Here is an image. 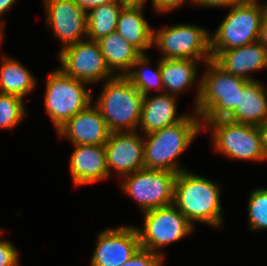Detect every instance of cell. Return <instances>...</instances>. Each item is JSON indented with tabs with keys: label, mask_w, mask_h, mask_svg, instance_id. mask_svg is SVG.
Returning <instances> with one entry per match:
<instances>
[{
	"label": "cell",
	"mask_w": 267,
	"mask_h": 266,
	"mask_svg": "<svg viewBox=\"0 0 267 266\" xmlns=\"http://www.w3.org/2000/svg\"><path fill=\"white\" fill-rule=\"evenodd\" d=\"M221 189L213 180L184 170L177 173L173 205L194 227L201 222L222 229Z\"/></svg>",
	"instance_id": "cell-1"
},
{
	"label": "cell",
	"mask_w": 267,
	"mask_h": 266,
	"mask_svg": "<svg viewBox=\"0 0 267 266\" xmlns=\"http://www.w3.org/2000/svg\"><path fill=\"white\" fill-rule=\"evenodd\" d=\"M201 131L203 132L201 118L194 112L175 124L143 135L144 169L175 173L188 170L177 159Z\"/></svg>",
	"instance_id": "cell-2"
},
{
	"label": "cell",
	"mask_w": 267,
	"mask_h": 266,
	"mask_svg": "<svg viewBox=\"0 0 267 266\" xmlns=\"http://www.w3.org/2000/svg\"><path fill=\"white\" fill-rule=\"evenodd\" d=\"M204 65L200 95L192 111L201 121L226 119L236 109L239 92L249 81L224 71L212 59Z\"/></svg>",
	"instance_id": "cell-3"
},
{
	"label": "cell",
	"mask_w": 267,
	"mask_h": 266,
	"mask_svg": "<svg viewBox=\"0 0 267 266\" xmlns=\"http://www.w3.org/2000/svg\"><path fill=\"white\" fill-rule=\"evenodd\" d=\"M94 102L110 132L137 131L144 96L126 76H113L103 82Z\"/></svg>",
	"instance_id": "cell-4"
},
{
	"label": "cell",
	"mask_w": 267,
	"mask_h": 266,
	"mask_svg": "<svg viewBox=\"0 0 267 266\" xmlns=\"http://www.w3.org/2000/svg\"><path fill=\"white\" fill-rule=\"evenodd\" d=\"M267 2L241 0L230 7L228 14L214 33L210 32L212 59L221 51L245 46L259 40L261 20Z\"/></svg>",
	"instance_id": "cell-5"
},
{
	"label": "cell",
	"mask_w": 267,
	"mask_h": 266,
	"mask_svg": "<svg viewBox=\"0 0 267 266\" xmlns=\"http://www.w3.org/2000/svg\"><path fill=\"white\" fill-rule=\"evenodd\" d=\"M203 131H210L214 151L236 160L264 162L262 136L258 126L228 119L201 121Z\"/></svg>",
	"instance_id": "cell-6"
},
{
	"label": "cell",
	"mask_w": 267,
	"mask_h": 266,
	"mask_svg": "<svg viewBox=\"0 0 267 266\" xmlns=\"http://www.w3.org/2000/svg\"><path fill=\"white\" fill-rule=\"evenodd\" d=\"M90 84L53 70L46 80L44 107L55 130L93 102Z\"/></svg>",
	"instance_id": "cell-7"
},
{
	"label": "cell",
	"mask_w": 267,
	"mask_h": 266,
	"mask_svg": "<svg viewBox=\"0 0 267 266\" xmlns=\"http://www.w3.org/2000/svg\"><path fill=\"white\" fill-rule=\"evenodd\" d=\"M143 214V226H136L140 247L163 255V247L184 239L196 227L173 205L148 210Z\"/></svg>",
	"instance_id": "cell-8"
},
{
	"label": "cell",
	"mask_w": 267,
	"mask_h": 266,
	"mask_svg": "<svg viewBox=\"0 0 267 266\" xmlns=\"http://www.w3.org/2000/svg\"><path fill=\"white\" fill-rule=\"evenodd\" d=\"M153 45L160 59H192L203 64L212 59L210 32L194 24H174L154 30Z\"/></svg>",
	"instance_id": "cell-9"
},
{
	"label": "cell",
	"mask_w": 267,
	"mask_h": 266,
	"mask_svg": "<svg viewBox=\"0 0 267 266\" xmlns=\"http://www.w3.org/2000/svg\"><path fill=\"white\" fill-rule=\"evenodd\" d=\"M176 177L171 171L141 169L121 177L120 188L143 213L173 204Z\"/></svg>",
	"instance_id": "cell-10"
},
{
	"label": "cell",
	"mask_w": 267,
	"mask_h": 266,
	"mask_svg": "<svg viewBox=\"0 0 267 266\" xmlns=\"http://www.w3.org/2000/svg\"><path fill=\"white\" fill-rule=\"evenodd\" d=\"M58 60L66 75L88 84L115 76L108 68L97 41L85 39L59 50Z\"/></svg>",
	"instance_id": "cell-11"
},
{
	"label": "cell",
	"mask_w": 267,
	"mask_h": 266,
	"mask_svg": "<svg viewBox=\"0 0 267 266\" xmlns=\"http://www.w3.org/2000/svg\"><path fill=\"white\" fill-rule=\"evenodd\" d=\"M140 248L136 226H118L102 230L97 241L90 266H121Z\"/></svg>",
	"instance_id": "cell-12"
},
{
	"label": "cell",
	"mask_w": 267,
	"mask_h": 266,
	"mask_svg": "<svg viewBox=\"0 0 267 266\" xmlns=\"http://www.w3.org/2000/svg\"><path fill=\"white\" fill-rule=\"evenodd\" d=\"M46 26L62 42V48L87 39V13L74 0H44Z\"/></svg>",
	"instance_id": "cell-13"
},
{
	"label": "cell",
	"mask_w": 267,
	"mask_h": 266,
	"mask_svg": "<svg viewBox=\"0 0 267 266\" xmlns=\"http://www.w3.org/2000/svg\"><path fill=\"white\" fill-rule=\"evenodd\" d=\"M140 132L110 133L104 145L109 177L112 170L121 178L144 169V138Z\"/></svg>",
	"instance_id": "cell-14"
},
{
	"label": "cell",
	"mask_w": 267,
	"mask_h": 266,
	"mask_svg": "<svg viewBox=\"0 0 267 266\" xmlns=\"http://www.w3.org/2000/svg\"><path fill=\"white\" fill-rule=\"evenodd\" d=\"M56 132L58 137L68 139L72 146H104L111 133L106 121L93 102L87 108L67 120Z\"/></svg>",
	"instance_id": "cell-15"
},
{
	"label": "cell",
	"mask_w": 267,
	"mask_h": 266,
	"mask_svg": "<svg viewBox=\"0 0 267 266\" xmlns=\"http://www.w3.org/2000/svg\"><path fill=\"white\" fill-rule=\"evenodd\" d=\"M73 148L68 164L74 186L92 185L109 178L103 145H74Z\"/></svg>",
	"instance_id": "cell-16"
},
{
	"label": "cell",
	"mask_w": 267,
	"mask_h": 266,
	"mask_svg": "<svg viewBox=\"0 0 267 266\" xmlns=\"http://www.w3.org/2000/svg\"><path fill=\"white\" fill-rule=\"evenodd\" d=\"M212 60L224 71L254 81L257 79L250 73L267 69V49L258 40L245 46L221 51Z\"/></svg>",
	"instance_id": "cell-17"
},
{
	"label": "cell",
	"mask_w": 267,
	"mask_h": 266,
	"mask_svg": "<svg viewBox=\"0 0 267 266\" xmlns=\"http://www.w3.org/2000/svg\"><path fill=\"white\" fill-rule=\"evenodd\" d=\"M177 98L166 93L144 96L137 131L142 130V135H147L183 120L189 113L176 112Z\"/></svg>",
	"instance_id": "cell-18"
},
{
	"label": "cell",
	"mask_w": 267,
	"mask_h": 266,
	"mask_svg": "<svg viewBox=\"0 0 267 266\" xmlns=\"http://www.w3.org/2000/svg\"><path fill=\"white\" fill-rule=\"evenodd\" d=\"M198 62L200 63V61L192 59H160V71L164 93L178 96L193 84L195 86L197 85L194 101V105L196 106L200 95L201 81L198 80L201 77L198 75Z\"/></svg>",
	"instance_id": "cell-19"
},
{
	"label": "cell",
	"mask_w": 267,
	"mask_h": 266,
	"mask_svg": "<svg viewBox=\"0 0 267 266\" xmlns=\"http://www.w3.org/2000/svg\"><path fill=\"white\" fill-rule=\"evenodd\" d=\"M226 119L255 126L267 119L266 98L260 80L249 81L242 88L236 109Z\"/></svg>",
	"instance_id": "cell-20"
},
{
	"label": "cell",
	"mask_w": 267,
	"mask_h": 266,
	"mask_svg": "<svg viewBox=\"0 0 267 266\" xmlns=\"http://www.w3.org/2000/svg\"><path fill=\"white\" fill-rule=\"evenodd\" d=\"M144 6L123 8L116 26V32L141 54L153 47L154 29L144 17Z\"/></svg>",
	"instance_id": "cell-21"
},
{
	"label": "cell",
	"mask_w": 267,
	"mask_h": 266,
	"mask_svg": "<svg viewBox=\"0 0 267 266\" xmlns=\"http://www.w3.org/2000/svg\"><path fill=\"white\" fill-rule=\"evenodd\" d=\"M109 70L115 76H125L141 53L116 31L97 40Z\"/></svg>",
	"instance_id": "cell-22"
},
{
	"label": "cell",
	"mask_w": 267,
	"mask_h": 266,
	"mask_svg": "<svg viewBox=\"0 0 267 266\" xmlns=\"http://www.w3.org/2000/svg\"><path fill=\"white\" fill-rule=\"evenodd\" d=\"M0 92L26 98L36 87L35 75L19 60L2 55L0 61Z\"/></svg>",
	"instance_id": "cell-23"
},
{
	"label": "cell",
	"mask_w": 267,
	"mask_h": 266,
	"mask_svg": "<svg viewBox=\"0 0 267 266\" xmlns=\"http://www.w3.org/2000/svg\"><path fill=\"white\" fill-rule=\"evenodd\" d=\"M151 58L148 54H141L133 63L130 71L125 75L131 84L143 95L150 94L154 89L156 94L164 93V86L161 78L160 59L158 58L156 68L149 70Z\"/></svg>",
	"instance_id": "cell-24"
},
{
	"label": "cell",
	"mask_w": 267,
	"mask_h": 266,
	"mask_svg": "<svg viewBox=\"0 0 267 266\" xmlns=\"http://www.w3.org/2000/svg\"><path fill=\"white\" fill-rule=\"evenodd\" d=\"M122 9L116 2L91 9L87 13V39L97 41L116 31Z\"/></svg>",
	"instance_id": "cell-25"
},
{
	"label": "cell",
	"mask_w": 267,
	"mask_h": 266,
	"mask_svg": "<svg viewBox=\"0 0 267 266\" xmlns=\"http://www.w3.org/2000/svg\"><path fill=\"white\" fill-rule=\"evenodd\" d=\"M26 100L0 92V129L12 130L26 117Z\"/></svg>",
	"instance_id": "cell-26"
},
{
	"label": "cell",
	"mask_w": 267,
	"mask_h": 266,
	"mask_svg": "<svg viewBox=\"0 0 267 266\" xmlns=\"http://www.w3.org/2000/svg\"><path fill=\"white\" fill-rule=\"evenodd\" d=\"M247 209L250 230L254 233L267 230V188H255L251 191Z\"/></svg>",
	"instance_id": "cell-27"
},
{
	"label": "cell",
	"mask_w": 267,
	"mask_h": 266,
	"mask_svg": "<svg viewBox=\"0 0 267 266\" xmlns=\"http://www.w3.org/2000/svg\"><path fill=\"white\" fill-rule=\"evenodd\" d=\"M165 258L150 250L139 248L138 251L121 266H163Z\"/></svg>",
	"instance_id": "cell-28"
},
{
	"label": "cell",
	"mask_w": 267,
	"mask_h": 266,
	"mask_svg": "<svg viewBox=\"0 0 267 266\" xmlns=\"http://www.w3.org/2000/svg\"><path fill=\"white\" fill-rule=\"evenodd\" d=\"M0 237V266H20V252L17 250V247L5 239Z\"/></svg>",
	"instance_id": "cell-29"
},
{
	"label": "cell",
	"mask_w": 267,
	"mask_h": 266,
	"mask_svg": "<svg viewBox=\"0 0 267 266\" xmlns=\"http://www.w3.org/2000/svg\"><path fill=\"white\" fill-rule=\"evenodd\" d=\"M153 11L155 13L163 14L173 12L179 9L185 3L192 4V0H151Z\"/></svg>",
	"instance_id": "cell-30"
},
{
	"label": "cell",
	"mask_w": 267,
	"mask_h": 266,
	"mask_svg": "<svg viewBox=\"0 0 267 266\" xmlns=\"http://www.w3.org/2000/svg\"><path fill=\"white\" fill-rule=\"evenodd\" d=\"M241 0H192V5L207 8H230Z\"/></svg>",
	"instance_id": "cell-31"
},
{
	"label": "cell",
	"mask_w": 267,
	"mask_h": 266,
	"mask_svg": "<svg viewBox=\"0 0 267 266\" xmlns=\"http://www.w3.org/2000/svg\"><path fill=\"white\" fill-rule=\"evenodd\" d=\"M77 7L88 13L91 9L109 3H115V0H74Z\"/></svg>",
	"instance_id": "cell-32"
},
{
	"label": "cell",
	"mask_w": 267,
	"mask_h": 266,
	"mask_svg": "<svg viewBox=\"0 0 267 266\" xmlns=\"http://www.w3.org/2000/svg\"><path fill=\"white\" fill-rule=\"evenodd\" d=\"M17 0H0V26L4 29L5 21L1 18L14 6Z\"/></svg>",
	"instance_id": "cell-33"
},
{
	"label": "cell",
	"mask_w": 267,
	"mask_h": 266,
	"mask_svg": "<svg viewBox=\"0 0 267 266\" xmlns=\"http://www.w3.org/2000/svg\"><path fill=\"white\" fill-rule=\"evenodd\" d=\"M147 0H115L123 8H138L145 6Z\"/></svg>",
	"instance_id": "cell-34"
},
{
	"label": "cell",
	"mask_w": 267,
	"mask_h": 266,
	"mask_svg": "<svg viewBox=\"0 0 267 266\" xmlns=\"http://www.w3.org/2000/svg\"><path fill=\"white\" fill-rule=\"evenodd\" d=\"M259 41L262 42L267 49V8L261 20Z\"/></svg>",
	"instance_id": "cell-35"
},
{
	"label": "cell",
	"mask_w": 267,
	"mask_h": 266,
	"mask_svg": "<svg viewBox=\"0 0 267 266\" xmlns=\"http://www.w3.org/2000/svg\"><path fill=\"white\" fill-rule=\"evenodd\" d=\"M258 127L262 136L263 150L267 160V119Z\"/></svg>",
	"instance_id": "cell-36"
},
{
	"label": "cell",
	"mask_w": 267,
	"mask_h": 266,
	"mask_svg": "<svg viewBox=\"0 0 267 266\" xmlns=\"http://www.w3.org/2000/svg\"><path fill=\"white\" fill-rule=\"evenodd\" d=\"M3 32H4V30H3V28L0 26V50H1V44H2V40H3Z\"/></svg>",
	"instance_id": "cell-37"
},
{
	"label": "cell",
	"mask_w": 267,
	"mask_h": 266,
	"mask_svg": "<svg viewBox=\"0 0 267 266\" xmlns=\"http://www.w3.org/2000/svg\"><path fill=\"white\" fill-rule=\"evenodd\" d=\"M263 91L266 98V106H267V87H265L264 85H263Z\"/></svg>",
	"instance_id": "cell-38"
}]
</instances>
